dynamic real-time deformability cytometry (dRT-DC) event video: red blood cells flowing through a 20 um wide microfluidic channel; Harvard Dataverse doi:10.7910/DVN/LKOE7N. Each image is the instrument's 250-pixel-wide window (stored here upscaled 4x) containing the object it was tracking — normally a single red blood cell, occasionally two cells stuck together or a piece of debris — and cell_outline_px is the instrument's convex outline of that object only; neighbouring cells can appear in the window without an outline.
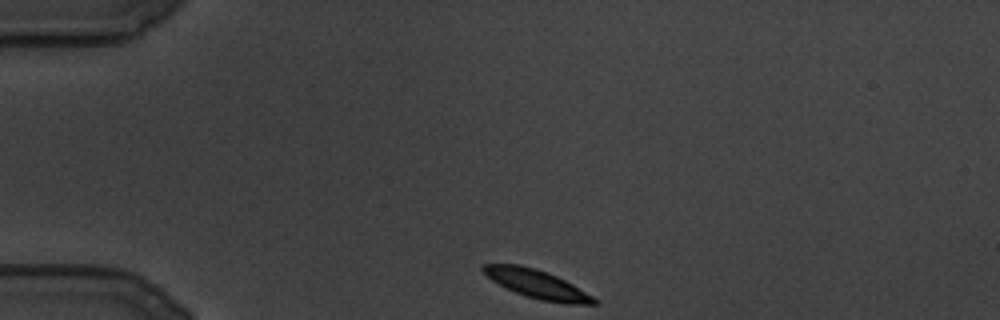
{"species": "common noctule bat (a hibernating species)", "species_latin": "Nyctalus noctula", "temperature_condition": "cold", "stored_images_in_passage": 2, "camera_frame_rate_fps": 3000, "um_per_image_px": 0.085, "animal": {"sex": "male", "body_mass_g": 19.5, "forearm_length_mm": 54.6}, "frame": {"image": 1, "passage_image": 1, "time_ms": 0.0, "image_size_px": [1000, 320], "cell_outline_px": [[600, 300], [596, 304], [564, 304], [540, 300], [516, 292], [492, 280], [480, 268], [484, 264], [520, 264], [536, 268], [556, 276], [572, 284]], "centroid_in_image_um": [45.69, 24.15], "position_along_channel_um": 39.3, "area_um2": 18.21}}